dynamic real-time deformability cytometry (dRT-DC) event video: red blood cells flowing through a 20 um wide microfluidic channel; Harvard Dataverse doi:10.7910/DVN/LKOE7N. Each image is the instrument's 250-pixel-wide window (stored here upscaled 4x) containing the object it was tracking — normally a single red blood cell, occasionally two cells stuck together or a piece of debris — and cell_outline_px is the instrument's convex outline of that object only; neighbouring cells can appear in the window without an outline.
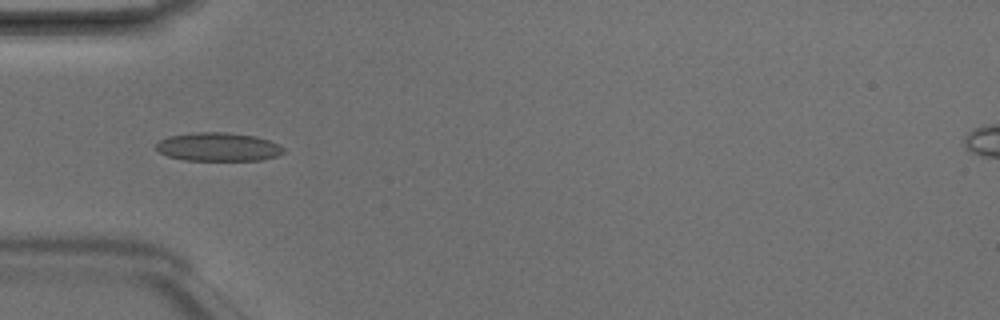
{"species": "Egyptian fruit bat (a non-hibernating species)", "species_latin": "Rousettus aegyptiacus", "temperature_condition": "room temperature", "stored_images_in_passage": 4, "camera_frame_rate_fps": 3000, "um_per_image_px": 0.085, "animal": {"sex": "male"}, "frame": {"image": 1, "passage_image": 3, "time_ms": 0.667, "image_size_px": [1000, 320], "cell_outline_px": [[284, 152], [276, 156], [260, 160], [184, 160], [168, 156], [160, 152], [156, 148], [156, 144], [160, 140], [168, 136], [196, 132], [228, 132], [256, 136], [268, 140], [284, 148]], "centroid_in_image_um": [18.53, 12.48], "position_along_channel_um": 66.5, "area_um2": 21.1}}